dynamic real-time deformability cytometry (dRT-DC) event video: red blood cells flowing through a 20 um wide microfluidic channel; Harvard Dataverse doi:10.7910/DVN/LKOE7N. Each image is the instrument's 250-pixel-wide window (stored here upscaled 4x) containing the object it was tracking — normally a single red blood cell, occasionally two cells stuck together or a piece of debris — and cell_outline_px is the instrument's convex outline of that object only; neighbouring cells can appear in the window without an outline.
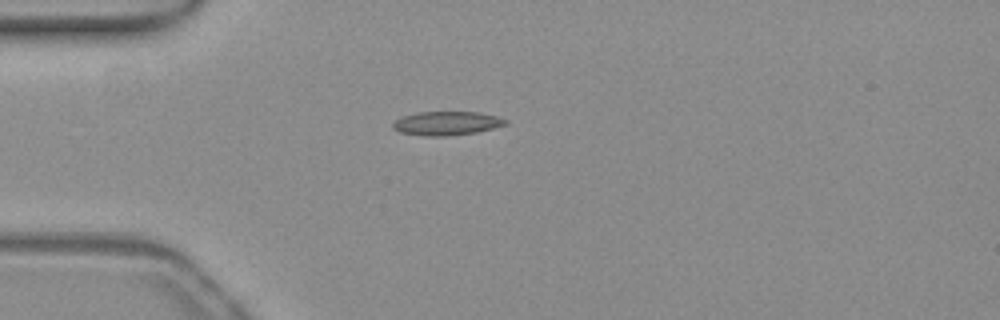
{"species": "common noctule bat (a hibernating species)", "species_latin": "Nyctalus noctula", "temperature_condition": "warm", "stored_images_in_passage": 40, "camera_frame_rate_fps": 3000, "um_per_image_px": 0.085, "animal": {"sex": "female", "body_mass_g": 19.3, "forearm_length_mm": 54.1}, "frame": {"image": 1, "passage_image": 1, "time_ms": 0.0, "image_size_px": [1000, 320], "cell_outline_px": [[508, 124], [476, 132], [448, 136], [424, 136], [400, 132], [392, 128], [392, 124], [396, 120], [404, 116], [416, 112], [480, 112], [496, 116], [508, 120]], "centroid_in_image_um": [37.97, 10.48], "position_along_channel_um": 47.0, "area_um2": 15.61}}
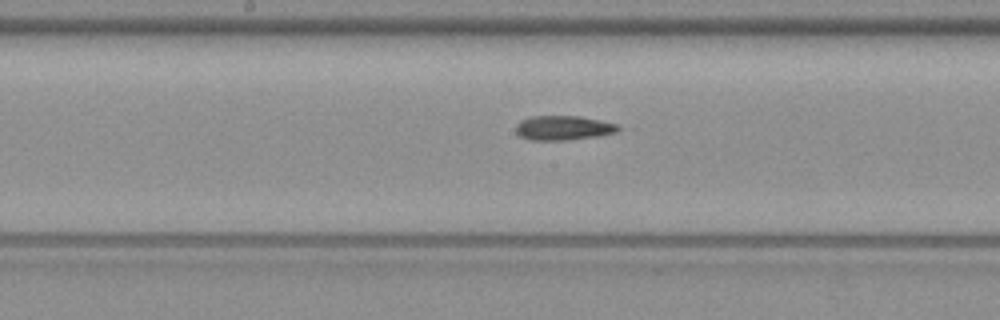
{"frame": {"image": 2, "passage_image": 14, "time_ms": 4.333, "image_size_px": [1000, 320], "cell_outline_px": [[620, 128], [616, 132], [596, 136], [564, 140], [528, 140], [520, 136], [516, 132], [516, 124], [520, 120], [532, 116], [580, 116], [600, 120], [616, 124]], "centroid_in_image_um": [47.83, 10.86], "position_along_channel_um": 200.4, "area_um2": 14.51}}
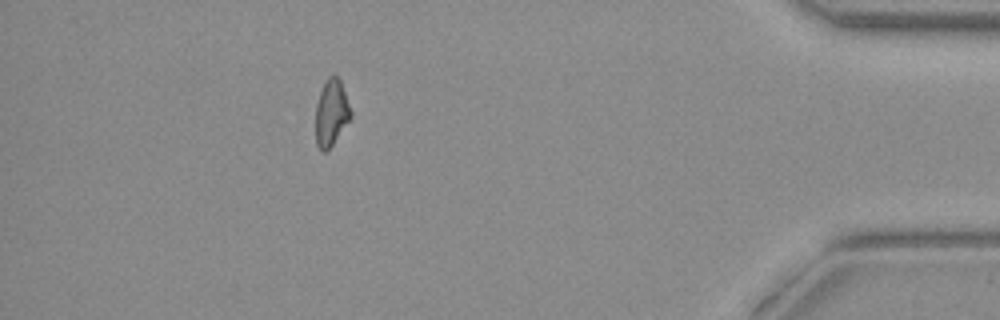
{"frame": {"image": 3, "passage_image": 34, "time_ms": 11.0, "image_size_px": [1000, 320], "cell_outline_px": [[352, 116], [332, 144], [324, 152], [320, 152], [316, 144], [316, 104], [320, 92], [328, 76], [332, 72], [340, 80], [352, 112]], "centroid_in_image_um": [28.15, 9.57], "position_along_channel_um": 407.0, "area_um2": 13.47}, "authors_computed_cell_mechanics": {"area_um2": 14.5078, "velocity_mm_per_s": 3.9037, "shape_relaxation_time_tau1_ms": 5.8715, "shape_relaxation_time_tau2_ms": 4.1252, "deformation_change_tau1": 0.1832, "deformation_change_tau2": 0.1334}}